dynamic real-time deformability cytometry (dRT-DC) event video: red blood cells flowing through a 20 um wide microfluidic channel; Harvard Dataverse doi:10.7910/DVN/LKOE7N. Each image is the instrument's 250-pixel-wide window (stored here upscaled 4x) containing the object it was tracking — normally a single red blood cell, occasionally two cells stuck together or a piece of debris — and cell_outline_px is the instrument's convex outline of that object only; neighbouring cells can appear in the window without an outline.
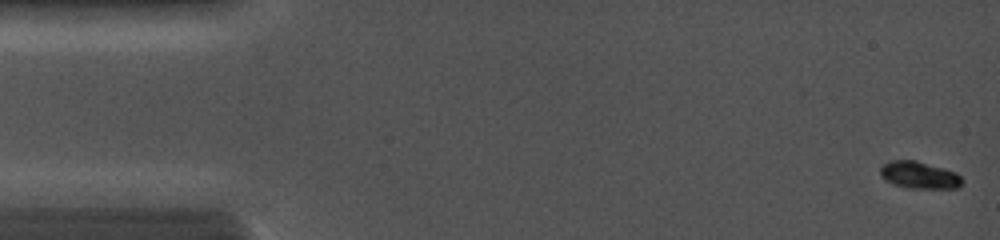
{"species": "common noctule bat (a hibernating species)", "species_latin": "Nyctalus noctula", "temperature_condition": "cold", "stored_images_in_passage": 21, "camera_frame_rate_fps": 5000, "um_per_image_px": 0.085, "animal": {"sex": "female", "body_mass_g": 19.0, "forearm_length_mm": 56.7}, "frame": {"image": 1, "passage_image": 2, "time_ms": 0.2, "image_size_px": [1000, 240], "cell_outline_px": [[960, 184], [956, 188], [912, 188], [896, 184], [888, 180], [880, 172], [880, 168], [884, 164], [892, 160], [916, 160], [944, 168], [956, 172], [960, 176]], "centroid_in_image_um": [78.16, 14.86], "position_along_channel_um": 6.8, "area_um2": 12.48}}
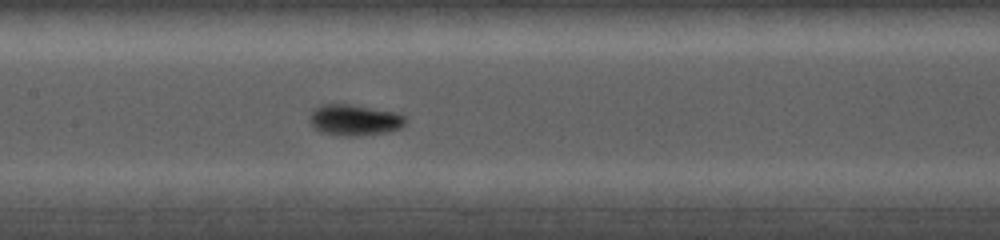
{"frame": {"image": 2, "passage_image": 20, "time_ms": 7.0, "image_size_px": [1000, 240], "cell_outline_px": [[404, 124], [400, 128], [388, 132], [352, 136], [344, 136], [324, 132], [316, 128], [308, 120], [308, 116], [312, 108], [320, 104], [348, 104], [396, 112], [404, 116]], "centroid_in_image_um": [30.08, 10.18], "position_along_channel_um": 177.3, "area_um2": 17.22}}
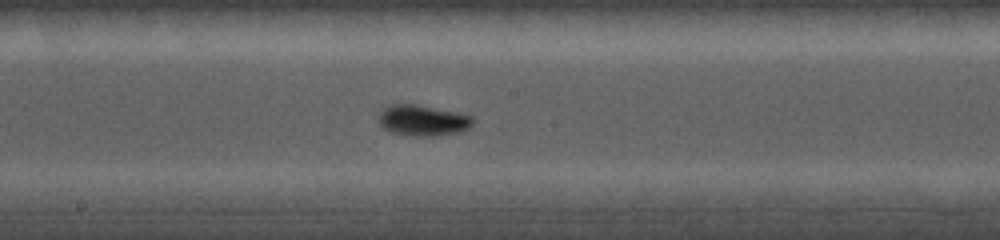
{"frame": {"image": 3, "passage_image": 21, "time_ms": 7.8, "image_size_px": [1000, 240], "cell_outline_px": [[472, 124], [468, 128], [460, 132], [432, 136], [412, 136], [392, 132], [384, 128], [380, 124], [380, 112], [384, 108], [392, 104], [416, 104], [456, 112], [472, 116]], "centroid_in_image_um": [35.94, 10.23], "position_along_channel_um": 212.3, "area_um2": 16.7}}